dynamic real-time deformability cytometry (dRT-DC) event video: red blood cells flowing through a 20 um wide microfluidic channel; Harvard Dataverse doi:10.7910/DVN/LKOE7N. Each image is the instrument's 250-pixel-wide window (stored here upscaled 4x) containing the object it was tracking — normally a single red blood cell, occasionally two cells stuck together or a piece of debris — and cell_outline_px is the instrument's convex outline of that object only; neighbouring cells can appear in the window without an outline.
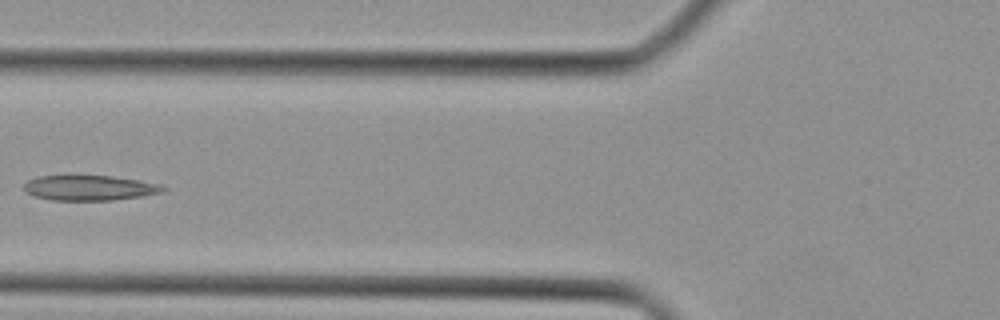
{"species": "Egyptian fruit bat (a non-hibernating species)", "species_latin": "Rousettus aegyptiacus", "temperature_condition": "cold", "stored_images_in_passage": 4, "camera_frame_rate_fps": 3000, "um_per_image_px": 0.085, "animal": {"sex": "female"}, "frame": {"image": 1, "passage_image": 4, "time_ms": 3.333, "image_size_px": [1000, 320], "cell_outline_px": [[168, 188], [164, 192], [140, 196], [112, 200], [52, 200], [36, 196], [24, 192], [24, 184], [28, 180], [36, 176], [112, 176], [164, 184]], "centroid_in_image_um": [7.65, 15.96], "position_along_channel_um": 118.2, "area_um2": 20.4}}